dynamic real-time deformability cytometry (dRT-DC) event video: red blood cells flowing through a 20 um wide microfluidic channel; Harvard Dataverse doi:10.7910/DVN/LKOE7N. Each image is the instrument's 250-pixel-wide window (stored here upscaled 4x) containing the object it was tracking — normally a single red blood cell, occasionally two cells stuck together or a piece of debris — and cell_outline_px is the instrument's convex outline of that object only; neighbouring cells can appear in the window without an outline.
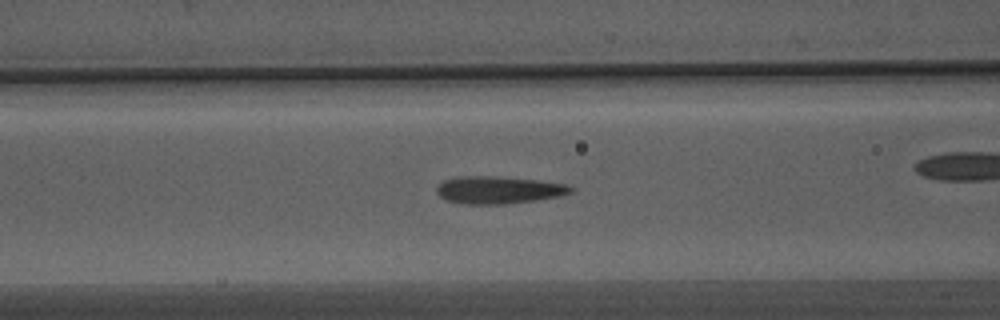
{"species": "Egyptian fruit bat (a non-hibernating species)", "species_latin": "Rousettus aegyptiacus", "temperature_condition": "warm", "stored_images_in_passage": 48, "camera_frame_rate_fps": 3000, "um_per_image_px": 0.085, "animal": {"sex": "male"}, "frame": {"image": 1, "passage_image": 21, "time_ms": 6.667, "image_size_px": [1000, 320], "cell_outline_px": [[572, 192], [556, 196], [536, 200], [504, 204], [464, 204], [448, 200], [440, 196], [436, 192], [436, 188], [444, 180], [456, 176], [496, 176], [536, 180], [564, 184], [572, 188]], "centroid_in_image_um": [42.31, 16.14], "position_along_channel_um": 124.3, "area_um2": 21.15}}
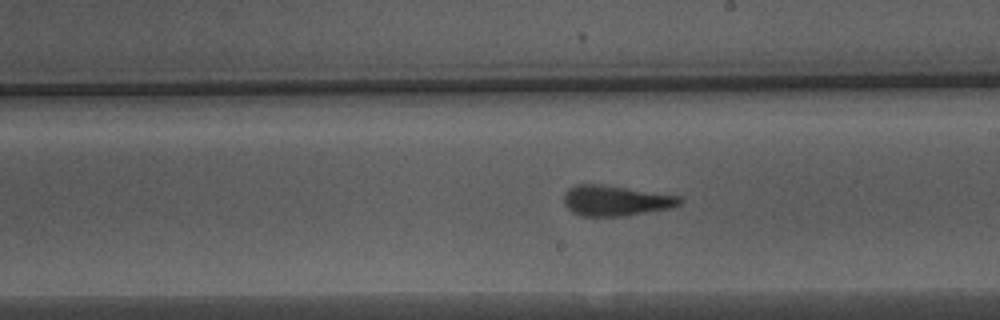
{"frame": {"image": 2, "passage_image": 30, "time_ms": 9.667, "image_size_px": [1000, 320], "cell_outline_px": [[684, 200], [680, 204], [672, 208], [624, 216], [580, 216], [572, 212], [564, 204], [564, 192], [568, 188], [576, 184], [596, 184], [680, 196]], "centroid_in_image_um": [52.31, 17.07], "position_along_channel_um": 236.7, "area_um2": 20.46}}
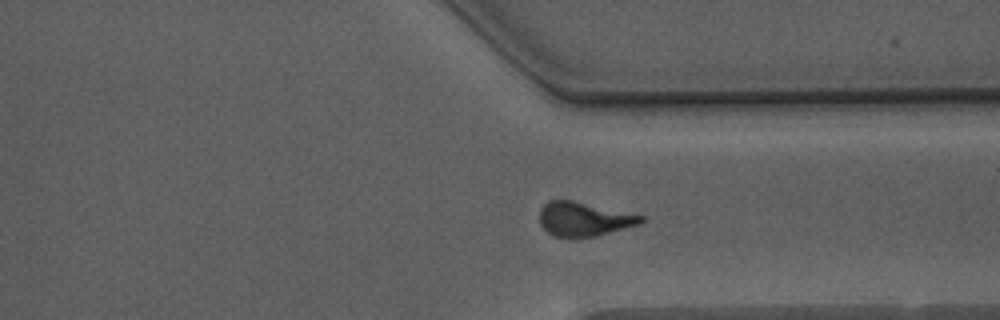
{"frame": {"image": 3, "passage_image": 40, "time_ms": 13.0, "image_size_px": [1000, 320], "cell_outline_px": [[644, 220], [640, 224], [596, 236], [552, 236], [540, 224], [540, 208], [548, 200], [572, 200], [644, 216]], "centroid_in_image_um": [49.62, 18.61], "position_along_channel_um": 361.8, "area_um2": 19.83}}